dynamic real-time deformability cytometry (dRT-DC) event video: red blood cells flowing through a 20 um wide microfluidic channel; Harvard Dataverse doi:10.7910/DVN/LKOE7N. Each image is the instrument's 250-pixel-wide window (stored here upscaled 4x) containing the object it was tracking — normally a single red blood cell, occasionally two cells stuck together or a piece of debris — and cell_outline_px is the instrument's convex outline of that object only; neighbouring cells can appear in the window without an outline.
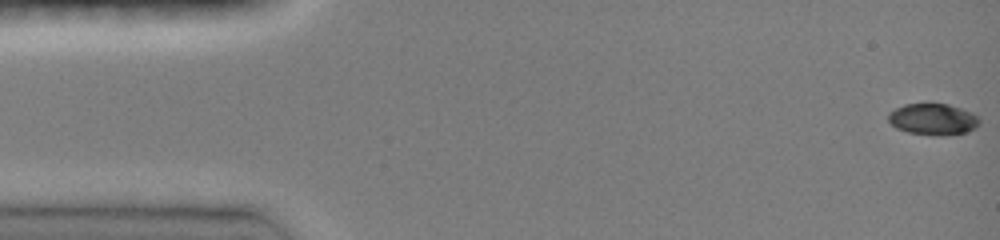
{"species": "common noctule bat (a hibernating species)", "species_latin": "Nyctalus noctula", "temperature_condition": "room temperature", "stored_images_in_passage": 43, "camera_frame_rate_fps": 3000, "um_per_image_px": 0.085, "animal": {"sex": "female", "body_mass_g": 19.0, "forearm_length_mm": 51.5}, "frame": {"image": 1, "passage_image": 1, "time_ms": 0.0, "image_size_px": [1000, 240], "cell_outline_px": [[980, 124], [976, 128], [964, 132], [944, 136], [936, 136], [908, 132], [896, 128], [888, 120], [888, 112], [904, 104], [928, 100], [948, 104], [972, 112], [980, 120]], "centroid_in_image_um": [79.28, 10.09], "position_along_channel_um": 5.7, "area_um2": 17.34}}
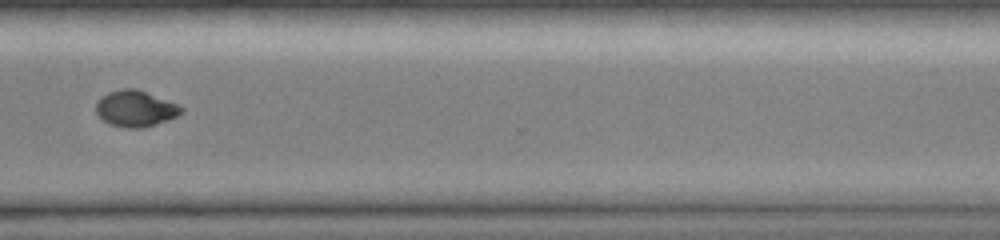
{"frame": {"image": 2, "passage_image": 36, "time_ms": 11.667, "image_size_px": [1000, 240], "cell_outline_px": [[184, 108], [176, 116], [144, 128], [128, 128], [108, 124], [96, 112], [96, 104], [108, 92], [124, 88], [136, 88], [176, 104]], "centroid_in_image_um": [11.49, 9.23], "position_along_channel_um": 359.1, "area_um2": 17.51}}
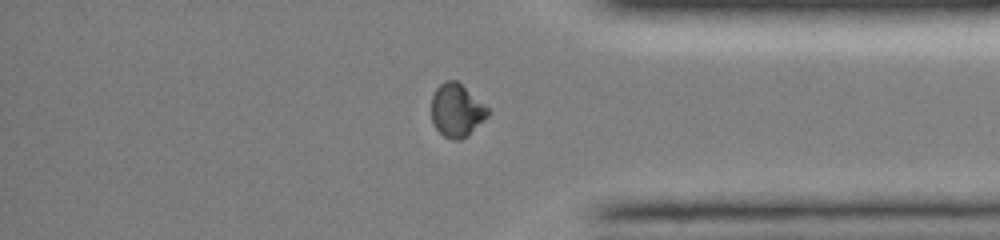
{"frame": {"image": 3, "passage_image": 39, "time_ms": 12.667, "image_size_px": [1000, 240], "cell_outline_px": [[492, 112], [468, 136], [460, 140], [452, 140], [444, 136], [436, 128], [432, 120], [432, 96], [436, 88], [444, 80], [456, 80], [488, 108]], "centroid_in_image_um": [38.82, 9.39], "position_along_channel_um": 396.4, "area_um2": 17.4}}